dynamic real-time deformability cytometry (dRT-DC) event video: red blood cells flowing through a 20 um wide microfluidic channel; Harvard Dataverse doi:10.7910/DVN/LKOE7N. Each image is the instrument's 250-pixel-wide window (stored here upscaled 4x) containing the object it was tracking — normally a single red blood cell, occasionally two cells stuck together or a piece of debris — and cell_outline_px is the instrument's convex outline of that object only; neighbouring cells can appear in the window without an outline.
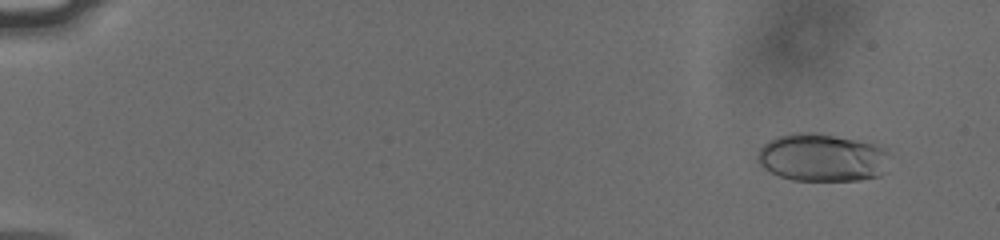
{"species": "human", "species_latin": "Homo sapiens", "temperature_condition": "cold", "stored_images_in_passage": 57, "camera_frame_rate_fps": 3000, "um_per_image_px": 0.085, "donor": {"sex": "male"}, "frame": {"image": 1, "passage_image": 5, "time_ms": 1.333, "image_size_px": [1000, 240], "cell_outline_px": [[892, 156], [888, 172], [880, 176], [860, 180], [792, 180], [768, 172], [756, 160], [756, 152], [768, 140], [780, 136], [800, 132], [812, 132], [872, 140], [888, 148]], "centroid_in_image_um": [70.02, 13.37], "position_along_channel_um": 15.0, "area_um2": 38.44}}
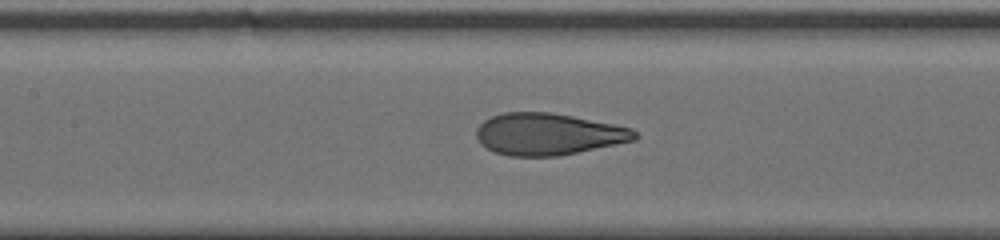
{"frame": {"image": 2, "passage_image": 29, "time_ms": 9.333, "image_size_px": [1000, 240], "cell_outline_px": [[640, 136], [636, 140], [556, 156], [508, 156], [496, 152], [480, 144], [476, 136], [476, 128], [484, 120], [492, 116], [504, 112], [548, 112], [572, 116], [632, 128]], "centroid_in_image_um": [46.58, 11.4], "position_along_channel_um": 160.8, "area_um2": 38.38}}
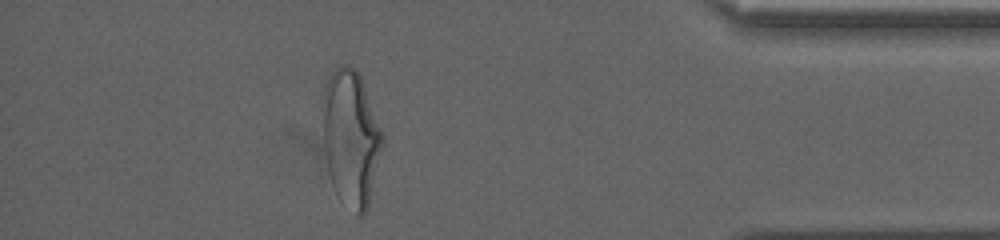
{"frame": {"image": 3, "passage_image": 51, "time_ms": 16.667, "image_size_px": [1000, 240], "cell_outline_px": [[384, 144], [368, 208], [360, 216], [356, 216], [336, 196], [328, 172], [324, 148], [324, 88], [332, 72], [340, 64], [348, 64], [360, 76], [384, 136]], "centroid_in_image_um": [29.85, 11.81], "position_along_channel_um": 405.4, "area_um2": 47.16}, "authors_computed_cell_mechanics": {"area_um2": 39.0728, "velocity_mm_per_s": 3.8024, "shape_relaxation_time_tau1_ms": 5.3256, "shape_relaxation_time_tau2_ms": 0.6725, "deformation_change_tau1": 0.1951, "deformation_change_tau2": 0.0751}}